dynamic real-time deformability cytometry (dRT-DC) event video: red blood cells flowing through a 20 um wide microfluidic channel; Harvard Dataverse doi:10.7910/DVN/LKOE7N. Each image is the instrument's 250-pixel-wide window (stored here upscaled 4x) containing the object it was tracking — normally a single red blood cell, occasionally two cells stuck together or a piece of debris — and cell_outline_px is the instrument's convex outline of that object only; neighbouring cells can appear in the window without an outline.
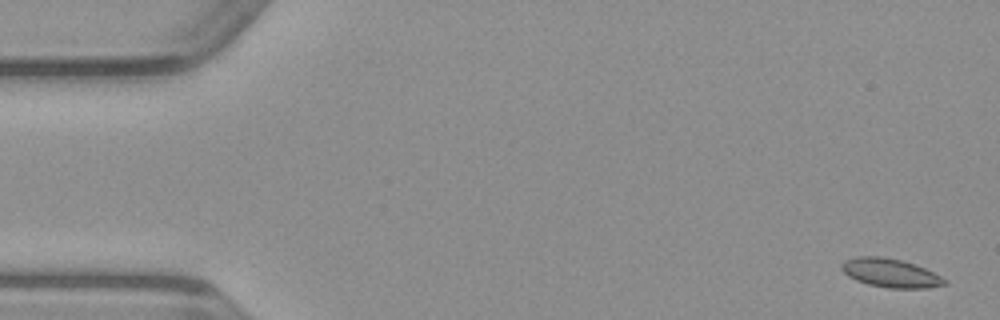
{"species": "common noctule bat (a hibernating species)", "species_latin": "Nyctalus noctula", "temperature_condition": "warm", "stored_images_in_passage": 49, "camera_frame_rate_fps": 3000, "um_per_image_px": 0.085, "animal": {"sex": "male", "body_mass_g": 23.1, "forearm_length_mm": 52.7}, "frame": {"image": 1, "passage_image": 1, "time_ms": 0.0, "image_size_px": [1000, 320], "cell_outline_px": [[944, 284], [924, 288], [892, 288], [868, 284], [856, 280], [848, 276], [840, 268], [840, 264], [844, 260], [856, 256], [880, 256], [900, 260], [924, 268], [940, 276], [944, 280]], "centroid_in_image_um": [75.59, 23.19], "position_along_channel_um": 9.4, "area_um2": 16.88}}
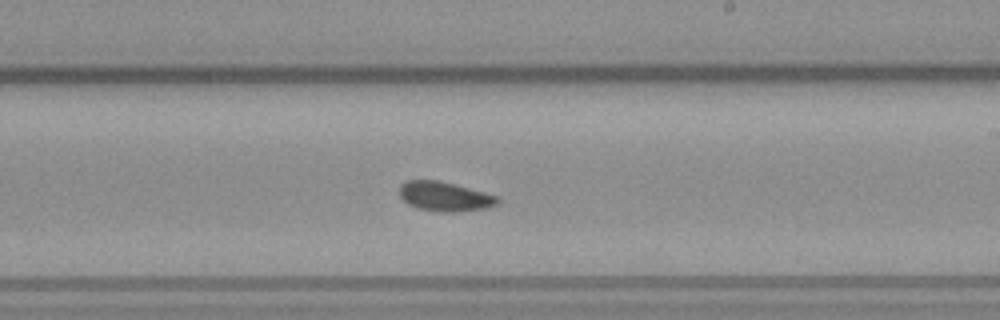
{"frame": {"image": 2, "passage_image": 28, "time_ms": 9.0, "image_size_px": [1000, 320], "cell_outline_px": [[500, 200], [496, 204], [488, 208], [456, 212], [444, 212], [416, 208], [408, 204], [400, 196], [400, 184], [408, 180], [440, 180], [500, 196]], "centroid_in_image_um": [37.83, 16.7], "position_along_channel_um": 251.2, "area_um2": 16.99}}
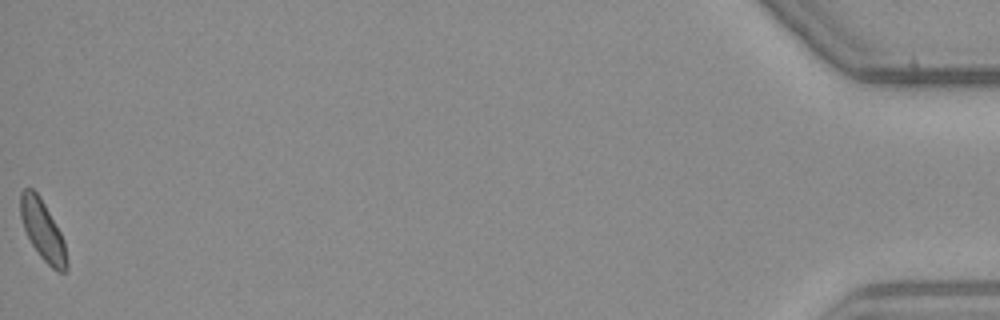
{"frame": {"image": 3, "passage_image": 49, "time_ms": 16.0, "image_size_px": [1000, 320], "cell_outline_px": [[68, 268], [64, 272], [56, 272], [40, 256], [32, 244], [24, 228], [20, 216], [20, 192], [24, 188], [32, 188], [40, 196], [60, 232], [64, 240], [68, 260]], "centroid_in_image_um": [3.64, 19.59], "position_along_channel_um": 431.6, "area_um2": 16.13}}